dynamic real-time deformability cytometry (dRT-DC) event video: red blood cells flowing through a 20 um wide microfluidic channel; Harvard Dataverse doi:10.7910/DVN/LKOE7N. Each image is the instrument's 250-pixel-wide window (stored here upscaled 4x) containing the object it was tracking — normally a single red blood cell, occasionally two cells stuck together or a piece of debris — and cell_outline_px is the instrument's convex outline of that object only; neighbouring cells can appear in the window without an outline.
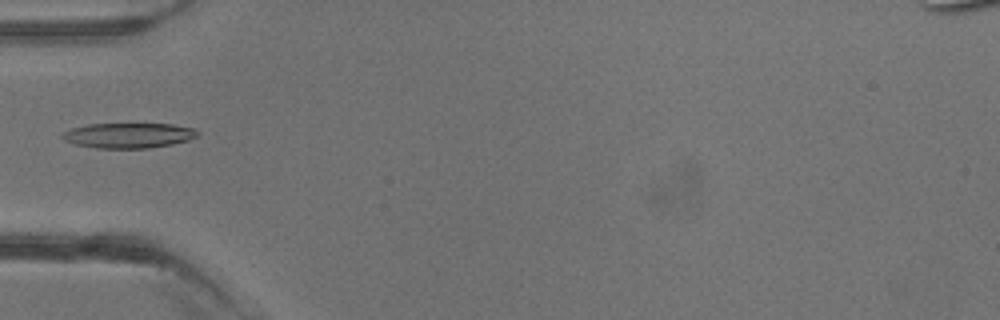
{"species": "common noctule bat (a hibernating species)", "species_latin": "Nyctalus noctula", "temperature_condition": "warm", "stored_images_in_passage": 4, "camera_frame_rate_fps": 3000, "um_per_image_px": 0.085, "animal": {"sex": "male", "body_mass_g": 13.3}, "frame": {"image": 1, "passage_image": 4, "time_ms": 3.667, "image_size_px": [1000, 320], "cell_outline_px": [[200, 132], [196, 136], [188, 140], [172, 144], [148, 148], [96, 148], [76, 144], [64, 140], [60, 136], [64, 132], [72, 128], [88, 124], [172, 124], [196, 128]], "centroid_in_image_um": [10.95, 11.5], "position_along_channel_um": 74.1, "area_um2": 19.77}}